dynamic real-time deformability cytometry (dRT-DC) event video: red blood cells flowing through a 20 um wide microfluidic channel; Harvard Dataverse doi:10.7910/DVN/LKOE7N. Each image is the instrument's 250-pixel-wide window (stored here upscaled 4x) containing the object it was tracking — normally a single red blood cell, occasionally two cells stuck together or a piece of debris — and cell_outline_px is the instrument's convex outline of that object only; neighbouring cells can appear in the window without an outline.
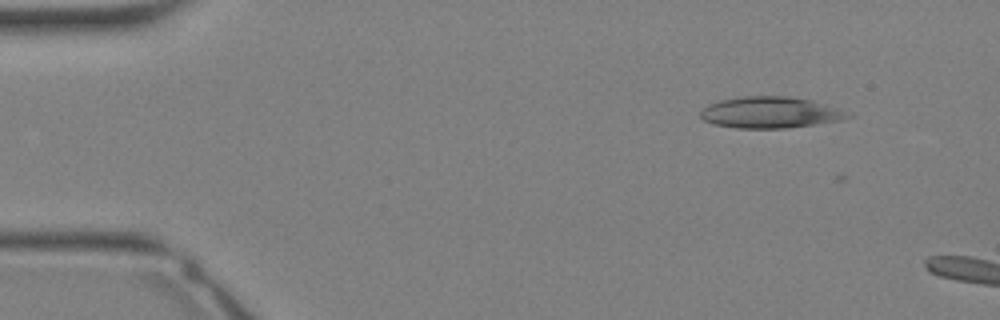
{"species": "Egyptian fruit bat (a non-hibernating species)", "species_latin": "Rousettus aegyptiacus", "temperature_condition": "warm", "stored_images_in_passage": 4, "camera_frame_rate_fps": 3000, "um_per_image_px": 0.085, "animal": {"sex": "female"}, "frame": {"image": 1, "passage_image": 2, "time_ms": 0.333, "image_size_px": [1000, 320], "cell_outline_px": [[852, 116], [844, 120], [816, 124], [784, 128], [736, 128], [712, 124], [704, 120], [700, 116], [700, 112], [708, 104], [720, 100], [744, 96], [788, 96], [812, 100], [836, 108]], "centroid_in_image_um": [65.44, 9.56], "position_along_channel_um": 19.6, "area_um2": 26.76}}